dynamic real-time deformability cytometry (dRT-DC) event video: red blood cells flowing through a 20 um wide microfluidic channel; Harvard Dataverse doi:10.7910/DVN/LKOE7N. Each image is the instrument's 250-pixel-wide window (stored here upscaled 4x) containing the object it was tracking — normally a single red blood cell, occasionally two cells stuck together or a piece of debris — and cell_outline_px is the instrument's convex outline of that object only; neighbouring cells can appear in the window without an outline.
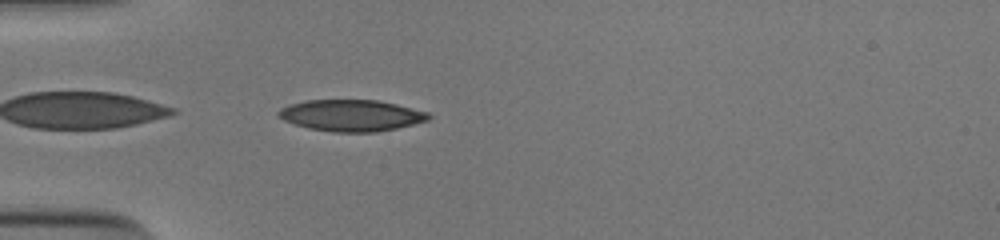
{"species": "human", "species_latin": "Homo sapiens", "temperature_condition": "cold", "stored_images_in_passage": 37, "camera_frame_rate_fps": 3000, "um_per_image_px": 0.085, "donor": {"sex": "male"}, "frame": {"image": 1, "passage_image": 1, "time_ms": 0.0, "image_size_px": [1000, 240], "cell_outline_px": [[432, 116], [428, 120], [396, 128], [376, 132], [332, 132], [308, 128], [284, 120], [276, 116], [276, 112], [280, 108], [288, 104], [308, 100], [376, 100], [396, 104], [428, 112]], "centroid_in_image_um": [29.82, 9.81], "position_along_channel_um": 55.2, "area_um2": 27.51}}
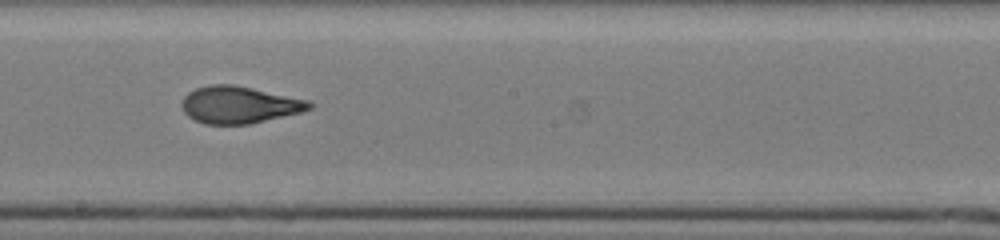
{"frame": {"image": 2, "passage_image": 15, "time_ms": 4.667, "image_size_px": [1000, 240], "cell_outline_px": [[312, 108], [300, 112], [248, 124], [204, 124], [188, 116], [184, 112], [180, 104], [184, 96], [188, 92], [196, 88], [208, 84], [232, 84], [252, 88], [308, 100], [312, 104]], "centroid_in_image_um": [20.28, 8.9], "position_along_channel_um": 227.9, "area_um2": 27.34}}
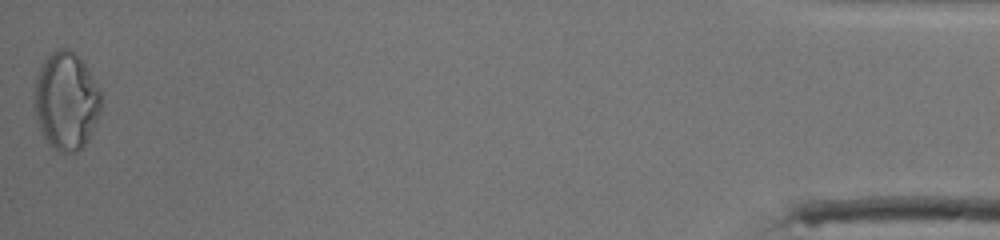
{"frame": {"image": 3, "passage_image": 37, "time_ms": 12.0, "image_size_px": [1000, 240], "cell_outline_px": [[100, 112], [88, 140], [84, 148], [76, 152], [60, 152], [44, 136], [36, 120], [36, 76], [40, 68], [48, 56], [52, 52], [60, 48], [68, 48], [84, 60], [100, 88]], "centroid_in_image_um": [5.67, 8.56], "position_along_channel_um": 429.5, "area_um2": 37.69}, "authors_computed_cell_mechanics": {"area_um2": 27.9174, "velocity_mm_per_s": 3.9366, "shape_relaxation_time_tau1_ms": 6.8355, "shape_relaxation_time_tau2_ms": 0.9643, "deformation_change_tau1": 0.2265, "deformation_change_tau2": 0.0702}}